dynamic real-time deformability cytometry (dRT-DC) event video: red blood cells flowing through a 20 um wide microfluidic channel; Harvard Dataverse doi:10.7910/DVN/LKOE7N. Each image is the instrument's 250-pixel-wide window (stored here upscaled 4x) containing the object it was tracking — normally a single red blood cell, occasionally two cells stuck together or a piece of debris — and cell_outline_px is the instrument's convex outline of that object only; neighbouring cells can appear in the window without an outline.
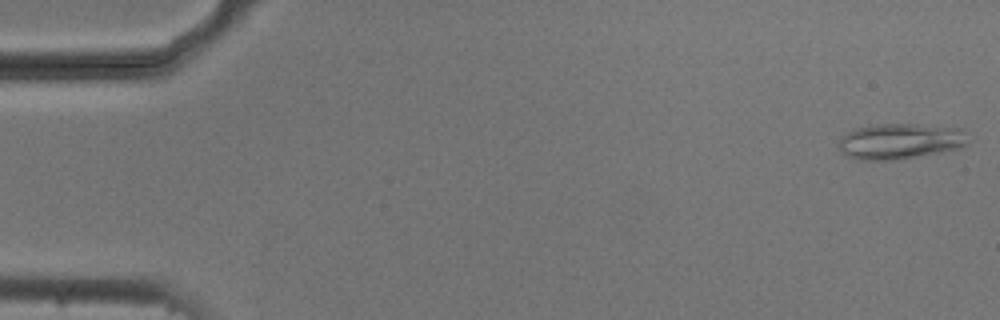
{"species": "common noctule bat (a hibernating species)", "species_latin": "Nyctalus noctula", "temperature_condition": "cold", "stored_images_in_passage": 53, "camera_frame_rate_fps": 3000, "um_per_image_px": 0.085, "animal": {"sex": "male", "body_mass_g": 20.5, "forearm_length_mm": 52.5}, "frame": {"image": 1, "passage_image": 1, "time_ms": 0.0, "image_size_px": [1000, 320], "cell_outline_px": [[968, 144], [960, 148], [892, 160], [860, 160], [848, 156], [840, 152], [836, 148], [840, 136], [856, 128], [880, 124], [912, 124], [960, 128], [964, 132]], "centroid_in_image_um": [76.43, 12.0], "position_along_channel_um": 8.6, "area_um2": 26.7}}
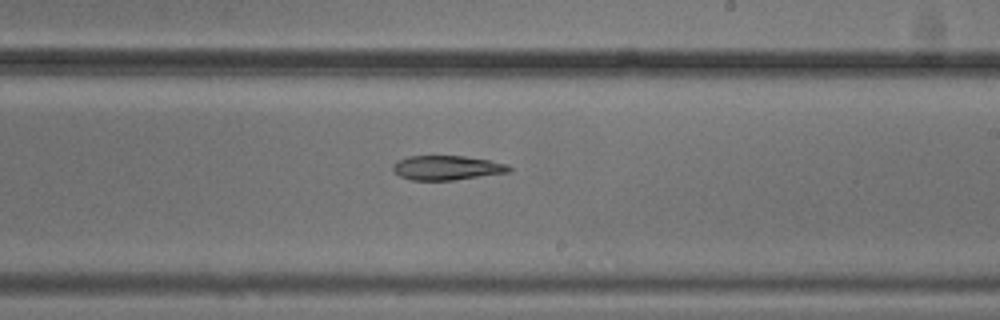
{"frame": {"image": 2, "passage_image": 31, "time_ms": 10.0, "image_size_px": [1000, 320], "cell_outline_px": [[512, 168], [508, 172], [452, 180], [412, 180], [400, 176], [392, 168], [392, 164], [396, 160], [408, 156], [464, 156], [488, 160], [508, 164]], "centroid_in_image_um": [37.95, 14.25], "position_along_channel_um": 251.1, "area_um2": 16.42}}
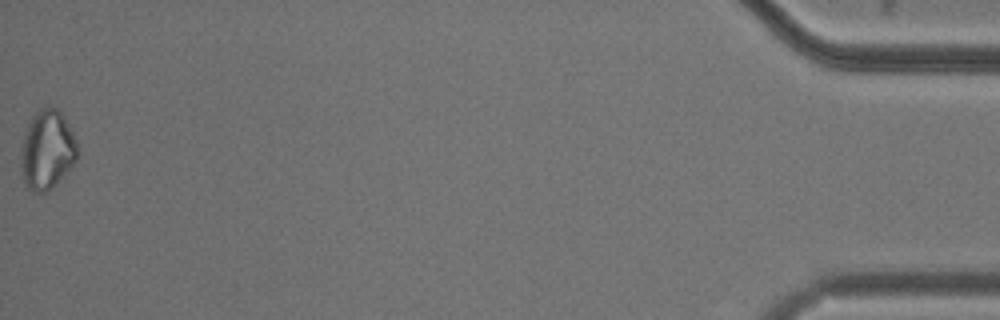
{"frame": {"image": 3, "passage_image": 53, "time_ms": 17.333, "image_size_px": [1000, 320], "cell_outline_px": [[76, 160], [52, 188], [48, 192], [32, 192], [28, 188], [24, 180], [20, 164], [20, 148], [28, 124], [32, 116], [40, 108], [56, 108], [60, 112], [72, 132], [76, 140]], "centroid_in_image_um": [3.97, 12.76], "position_along_channel_um": 431.2, "area_um2": 25.66}}